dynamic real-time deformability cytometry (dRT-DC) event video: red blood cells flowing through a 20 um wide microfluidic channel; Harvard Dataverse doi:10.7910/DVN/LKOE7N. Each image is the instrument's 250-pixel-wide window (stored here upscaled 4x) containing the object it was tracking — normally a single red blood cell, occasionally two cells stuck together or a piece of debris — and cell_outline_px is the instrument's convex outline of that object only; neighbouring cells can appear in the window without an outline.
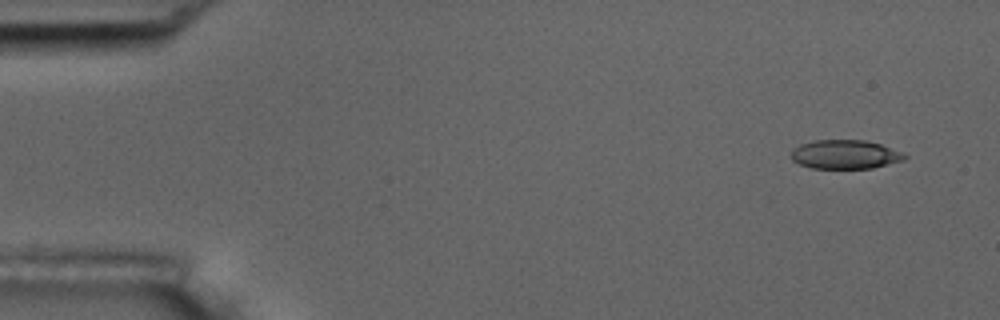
{"species": "common noctule bat (a hibernating species)", "species_latin": "Nyctalus noctula", "temperature_condition": "room temperature", "stored_images_in_passage": 4, "camera_frame_rate_fps": 3000, "um_per_image_px": 0.085, "animal": {"sex": "male", "body_mass_g": 17.5, "forearm_length_mm": 52.3}, "frame": {"image": 1, "passage_image": 1, "time_ms": 0.0, "image_size_px": [1000, 320], "cell_outline_px": [[908, 156], [904, 160], [872, 168], [812, 168], [800, 164], [792, 160], [792, 148], [800, 144], [816, 140], [864, 140], [880, 144], [900, 152]], "centroid_in_image_um": [71.81, 13.12], "position_along_channel_um": 13.2, "area_um2": 18.96}}
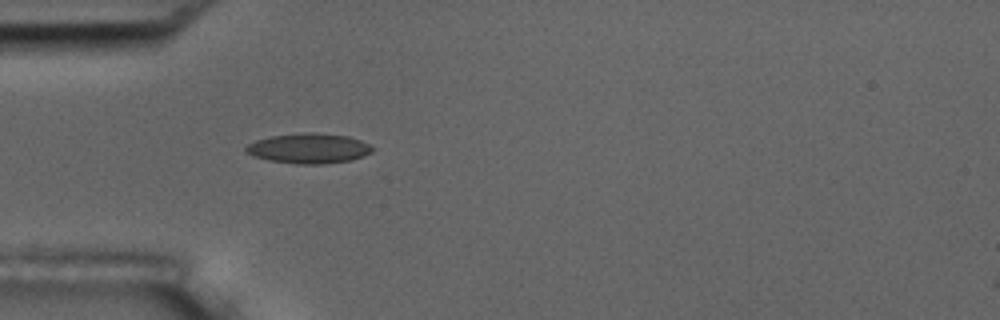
{"frame": {"image": 2, "passage_image": 4, "time_ms": 4.333, "image_size_px": [1000, 320], "cell_outline_px": [[376, 148], [372, 152], [364, 156], [352, 160], [320, 164], [296, 164], [268, 160], [252, 156], [244, 152], [244, 148], [248, 144], [256, 140], [272, 136], [308, 132], [316, 132], [348, 136], [360, 140]], "centroid_in_image_um": [26.25, 12.61], "position_along_channel_um": 58.8, "area_um2": 22.31}}